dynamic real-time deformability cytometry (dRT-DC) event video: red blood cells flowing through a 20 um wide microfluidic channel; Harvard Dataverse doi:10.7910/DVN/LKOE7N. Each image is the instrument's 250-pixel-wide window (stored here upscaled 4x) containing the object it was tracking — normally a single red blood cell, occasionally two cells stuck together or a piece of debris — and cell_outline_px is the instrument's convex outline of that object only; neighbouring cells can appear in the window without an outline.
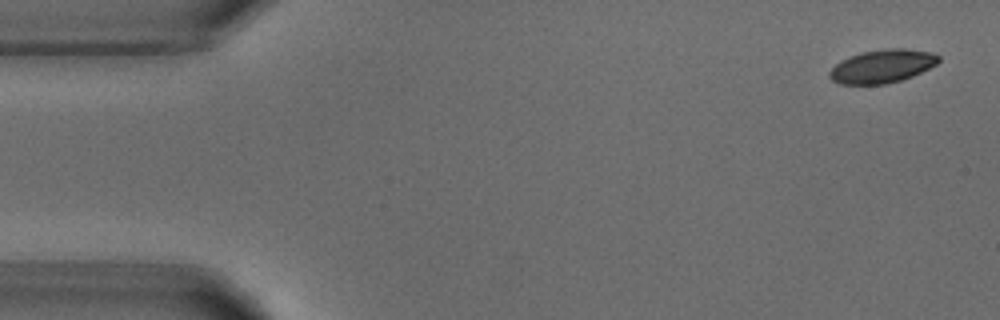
{"species": "common noctule bat (a hibernating species)", "species_latin": "Nyctalus noctula", "temperature_condition": "warm", "stored_images_in_passage": 4, "camera_frame_rate_fps": 3000, "um_per_image_px": 0.085, "animal": {"sex": "male", "body_mass_g": 18.8}, "frame": {"image": 1, "passage_image": 1, "time_ms": 0.0, "image_size_px": [1000, 320], "cell_outline_px": [[940, 60], [936, 64], [912, 76], [900, 80], [884, 84], [840, 84], [832, 80], [828, 76], [828, 72], [840, 60], [860, 52], [884, 48], [904, 48], [932, 52], [940, 56]], "centroid_in_image_um": [74.97, 5.61], "position_along_channel_um": 10.0, "area_um2": 21.21}}
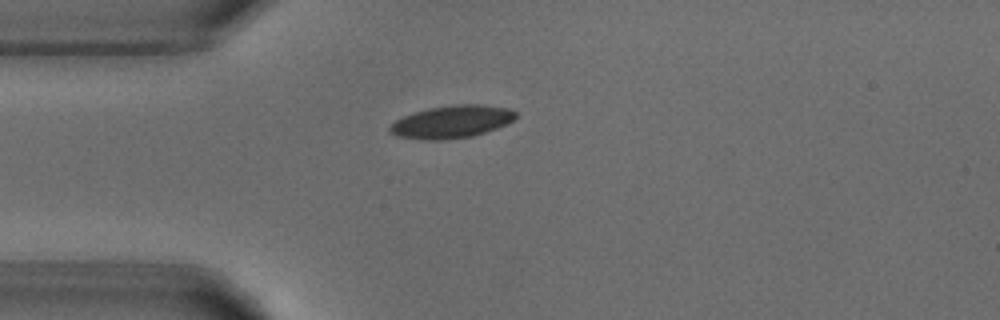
{"frame": {"image": 2, "passage_image": 4, "time_ms": 3.667, "image_size_px": [1000, 320], "cell_outline_px": [[516, 116], [508, 124], [472, 136], [448, 140], [420, 140], [396, 136], [388, 132], [388, 128], [396, 120], [404, 116], [428, 108], [456, 104], [484, 104], [508, 108], [516, 112]], "centroid_in_image_um": [38.38, 10.36], "position_along_channel_um": 46.6, "area_um2": 24.04}}